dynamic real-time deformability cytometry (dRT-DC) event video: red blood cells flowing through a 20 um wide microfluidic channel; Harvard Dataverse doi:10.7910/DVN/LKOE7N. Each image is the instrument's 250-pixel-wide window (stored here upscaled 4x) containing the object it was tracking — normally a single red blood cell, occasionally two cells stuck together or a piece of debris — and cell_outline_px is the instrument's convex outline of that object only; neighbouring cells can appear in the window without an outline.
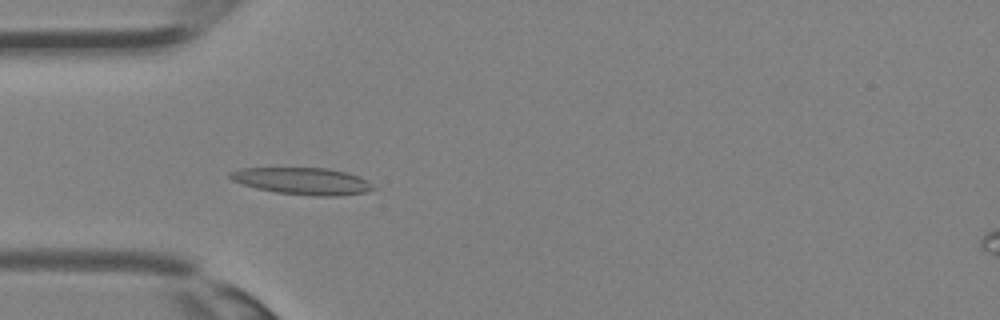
{"species": "Egyptian fruit bat (a non-hibernating species)", "species_latin": "Rousettus aegyptiacus", "temperature_condition": "room temperature", "stored_images_in_passage": 27, "camera_frame_rate_fps": 3000, "um_per_image_px": 0.085, "animal": {"sex": "female"}, "frame": {"image": 1, "passage_image": 2, "time_ms": 0.333, "image_size_px": [1000, 320], "cell_outline_px": [[376, 188], [368, 192], [336, 196], [312, 196], [276, 192], [256, 188], [232, 180], [228, 176], [228, 172], [240, 168], [328, 168], [348, 172], [360, 176], [372, 184]], "centroid_in_image_um": [25.74, 15.39], "position_along_channel_um": 59.3, "area_um2": 22.6}}
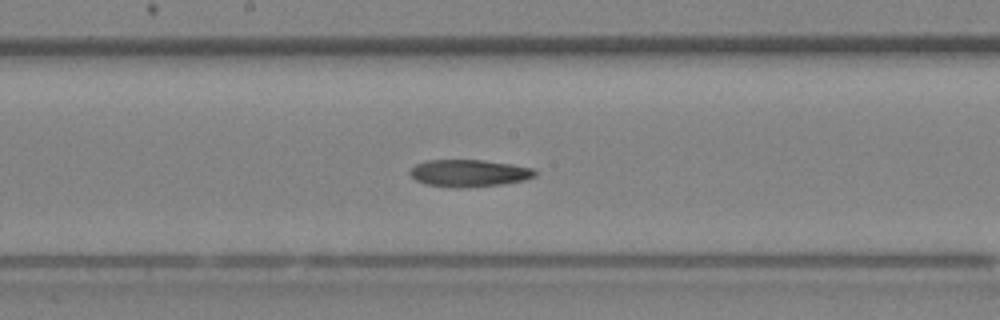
{"frame": {"image": 2, "passage_image": 10, "time_ms": 3.0, "image_size_px": [1000, 320], "cell_outline_px": [[536, 176], [524, 180], [504, 184], [468, 188], [452, 188], [424, 184], [416, 180], [408, 172], [416, 164], [424, 160], [484, 160], [512, 164], [532, 168], [536, 172]], "centroid_in_image_um": [39.85, 14.73], "position_along_channel_um": 208.3, "area_um2": 20.06}}
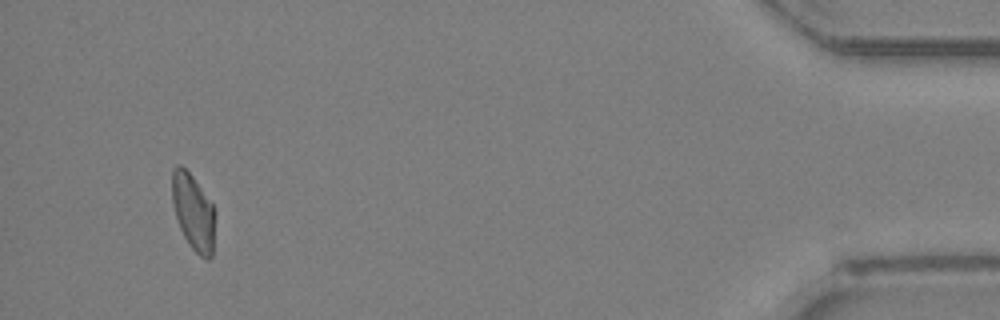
{"frame": {"image": 3, "passage_image": 25, "time_ms": 8.0, "image_size_px": [1000, 320], "cell_outline_px": [[212, 256], [208, 260], [204, 260], [192, 248], [184, 236], [180, 228], [172, 204], [172, 168], [176, 164], [180, 164], [192, 176], [212, 204]], "centroid_in_image_um": [16.37, 17.99], "position_along_channel_um": 418.8, "area_um2": 18.44}}